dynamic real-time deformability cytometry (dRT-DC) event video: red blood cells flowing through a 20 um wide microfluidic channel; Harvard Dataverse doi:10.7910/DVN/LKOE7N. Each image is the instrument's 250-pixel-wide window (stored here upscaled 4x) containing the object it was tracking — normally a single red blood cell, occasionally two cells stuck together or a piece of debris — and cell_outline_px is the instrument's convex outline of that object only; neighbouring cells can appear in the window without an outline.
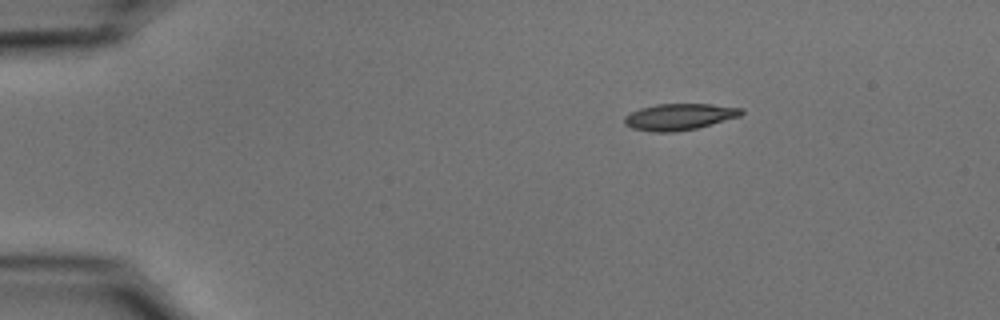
{"species": "common noctule bat (a hibernating species)", "species_latin": "Nyctalus noctula", "temperature_condition": "cold", "stored_images_in_passage": 46, "camera_frame_rate_fps": 3000, "um_per_image_px": 0.085, "animal": {"sex": "male", "body_mass_g": 15.6}, "frame": {"image": 1, "passage_image": 1, "time_ms": 0.0, "image_size_px": [1000, 320], "cell_outline_px": [[744, 112], [740, 116], [696, 128], [676, 132], [652, 132], [632, 128], [624, 124], [624, 116], [640, 108], [656, 104], [712, 104], [744, 108]], "centroid_in_image_um": [57.74, 9.92], "position_along_channel_um": 27.3, "area_um2": 18.03}}
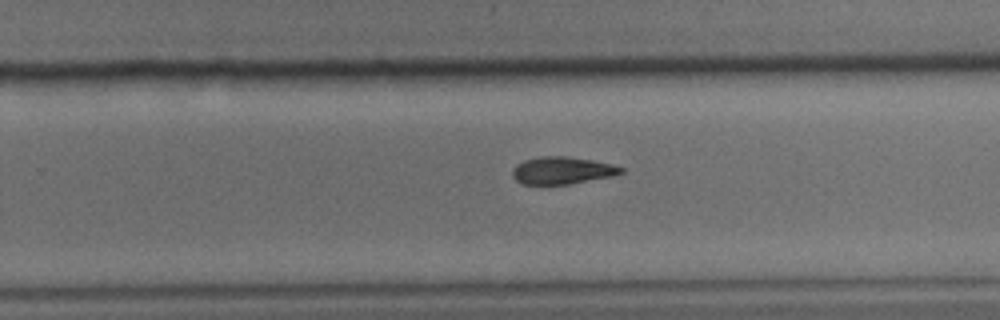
{"frame": {"image": 2, "passage_image": 27, "time_ms": 8.667, "image_size_px": [1000, 320], "cell_outline_px": [[624, 172], [612, 176], [568, 184], [524, 184], [516, 180], [512, 176], [512, 168], [516, 164], [524, 160], [540, 156], [568, 156], [592, 160], [612, 164], [624, 168]], "centroid_in_image_um": [47.77, 14.48], "position_along_channel_um": 282.0, "area_um2": 17.28}}
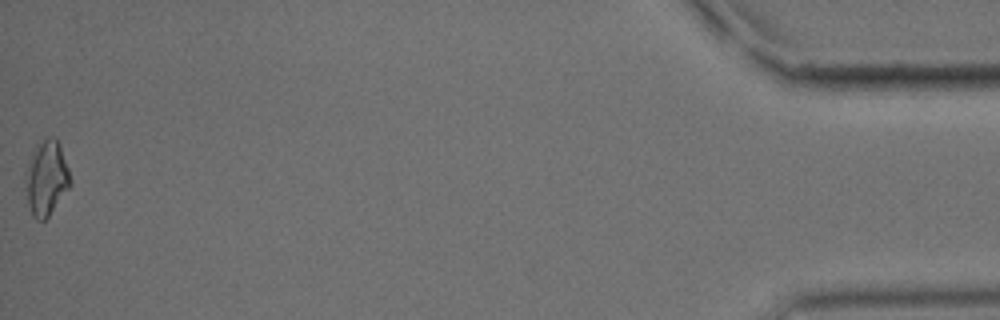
{"frame": {"image": 3, "passage_image": 46, "time_ms": 15.0, "image_size_px": [1000, 320], "cell_outline_px": [[72, 184], [48, 216], [44, 220], [36, 220], [32, 216], [28, 204], [24, 180], [24, 172], [32, 152], [48, 136], [56, 136], [60, 144], [72, 180]], "centroid_in_image_um": [3.94, 15.13], "position_along_channel_um": 431.3, "area_um2": 19.65}, "authors_computed_cell_mechanics": {"area_um2": 18.0047, "velocity_mm_per_s": 3.7436, "shape_relaxation_time_tau1_ms": 5.1554, "shape_relaxation_time_tau2_ms": 6.0881, "deformation_change_tau1": 0.1417, "deformation_change_tau2": 0.1425}}